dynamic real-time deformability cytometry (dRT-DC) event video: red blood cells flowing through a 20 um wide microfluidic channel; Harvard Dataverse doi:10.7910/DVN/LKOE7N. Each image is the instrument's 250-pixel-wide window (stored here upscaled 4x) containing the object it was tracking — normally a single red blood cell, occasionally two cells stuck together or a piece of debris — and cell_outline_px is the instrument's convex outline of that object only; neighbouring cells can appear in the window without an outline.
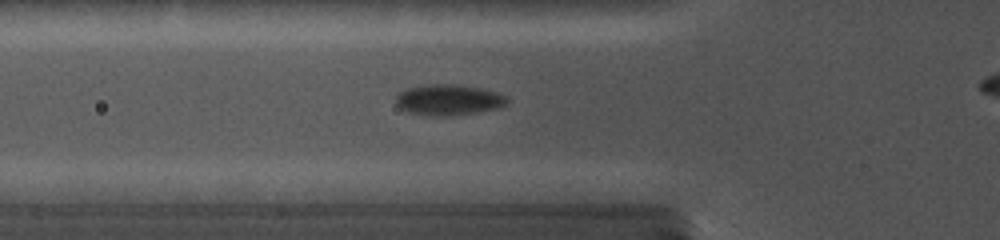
{"species": "common noctule bat (a hibernating species)", "species_latin": "Nyctalus noctula", "temperature_condition": "cold", "stored_images_in_passage": 16, "camera_frame_rate_fps": 5000, "um_per_image_px": 0.085, "animal": {"sex": "female", "body_mass_g": 19.0, "forearm_length_mm": 56.7}, "frame": {"image": 1, "passage_image": 7, "time_ms": 3.8, "image_size_px": [1000, 240], "cell_outline_px": [[508, 104], [500, 108], [452, 116], [428, 116], [408, 112], [400, 108], [396, 104], [396, 96], [400, 92], [408, 88], [432, 84], [452, 84], [480, 88], [496, 92], [508, 96]], "centroid_in_image_um": [38.15, 8.5], "position_along_channel_um": 87.6, "area_um2": 20.06}}
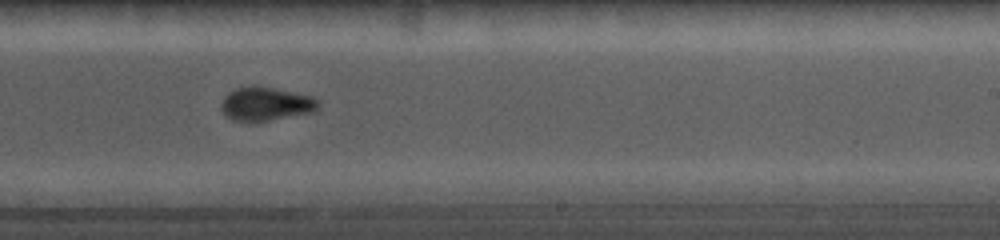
{"frame": {"image": 2, "passage_image": 14, "time_ms": 8.4, "image_size_px": [1000, 240], "cell_outline_px": [[320, 104], [312, 112], [252, 124], [232, 120], [224, 116], [220, 108], [220, 104], [224, 96], [228, 92], [236, 88], [252, 84], [256, 84], [312, 96], [320, 100]], "centroid_in_image_um": [22.53, 8.84], "position_along_channel_um": 266.5, "area_um2": 19.83}}
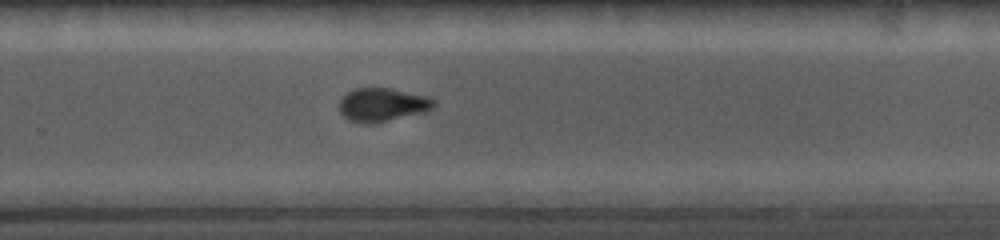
{"frame": {"image": 3, "passage_image": 16, "time_ms": 9.2, "image_size_px": [1000, 240], "cell_outline_px": [[436, 104], [432, 108], [424, 112], [372, 124], [368, 124], [348, 120], [340, 112], [340, 100], [348, 92], [356, 88], [388, 88], [428, 96], [436, 100]], "centroid_in_image_um": [32.52, 8.9], "position_along_channel_um": 297.3, "area_um2": 18.32}}